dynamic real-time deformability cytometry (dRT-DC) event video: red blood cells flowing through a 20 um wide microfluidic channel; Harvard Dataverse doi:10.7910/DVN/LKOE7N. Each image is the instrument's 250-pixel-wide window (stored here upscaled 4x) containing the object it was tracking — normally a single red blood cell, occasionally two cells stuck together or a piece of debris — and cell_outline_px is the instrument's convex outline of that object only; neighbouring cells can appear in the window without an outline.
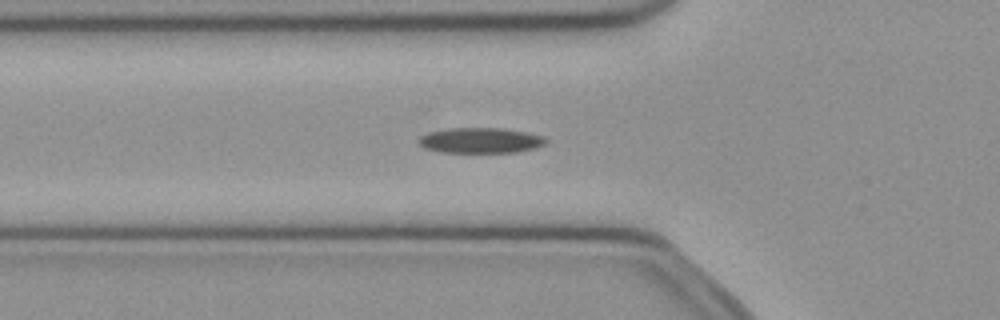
{"species": "common noctule bat (a hibernating species)", "species_latin": "Nyctalus noctula", "temperature_condition": "cold", "stored_images_in_passage": 43, "camera_frame_rate_fps": 3000, "um_per_image_px": 0.085, "animal": {"sex": "female", "body_mass_g": 21.9}, "frame": {"image": 1, "passage_image": 17, "time_ms": 5.333, "image_size_px": [1000, 320], "cell_outline_px": [[548, 140], [544, 144], [536, 148], [516, 152], [440, 152], [424, 148], [420, 144], [420, 136], [428, 132], [448, 128], [504, 128], [544, 136]], "centroid_in_image_um": [40.85, 11.93], "position_along_channel_um": 84.9, "area_um2": 18.79}}
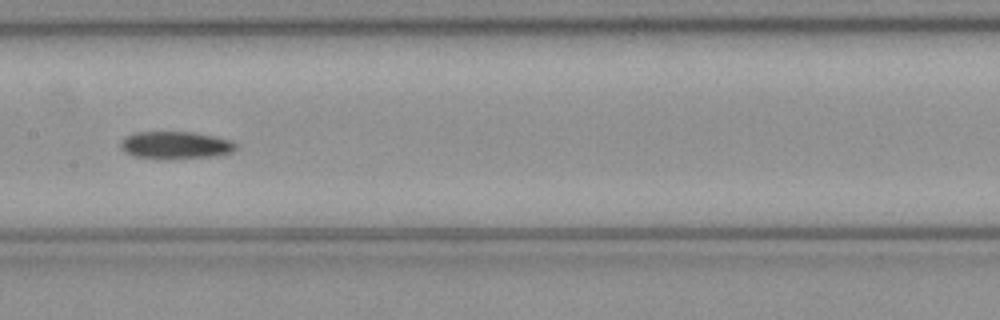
{"frame": {"image": 2, "passage_image": 25, "time_ms": 8.0, "image_size_px": [1000, 320], "cell_outline_px": [[236, 148], [232, 152], [216, 156], [164, 160], [136, 156], [124, 152], [120, 148], [120, 140], [136, 132], [192, 132], [216, 136], [232, 140], [236, 144]], "centroid_in_image_um": [14.93, 12.35], "position_along_channel_um": 192.5, "area_um2": 18.73}}
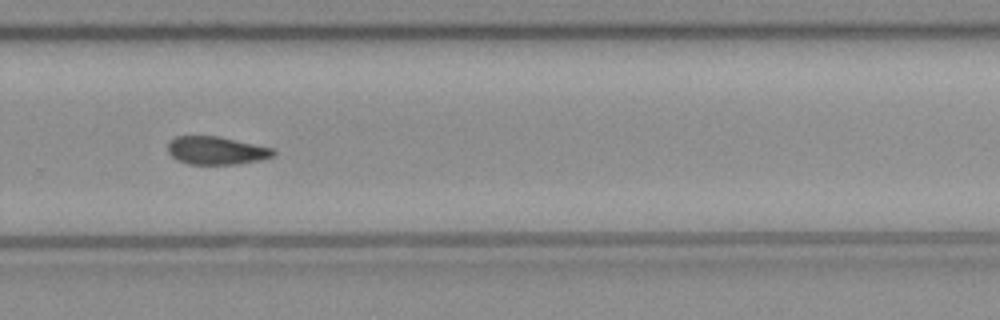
{"frame": {"image": 3, "passage_image": 34, "time_ms": 11.0, "image_size_px": [1000, 320], "cell_outline_px": [[276, 156], [260, 160], [236, 164], [188, 164], [176, 160], [168, 152], [168, 144], [176, 136], [220, 136], [272, 148], [276, 152]], "centroid_in_image_um": [18.4, 12.8], "position_along_channel_um": 311.4, "area_um2": 17.28}}